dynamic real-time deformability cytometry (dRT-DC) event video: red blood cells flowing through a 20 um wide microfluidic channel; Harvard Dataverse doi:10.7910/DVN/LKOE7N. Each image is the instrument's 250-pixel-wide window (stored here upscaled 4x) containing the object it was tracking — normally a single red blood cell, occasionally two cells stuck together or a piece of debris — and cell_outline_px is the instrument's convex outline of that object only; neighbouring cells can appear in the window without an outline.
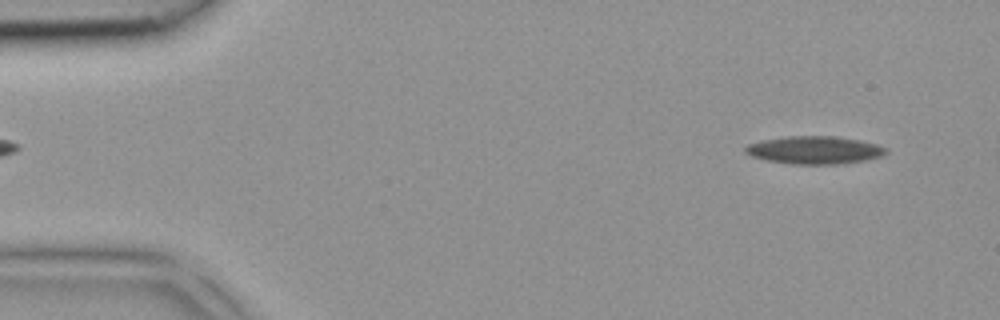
{"species": "common noctule bat (a hibernating species)", "species_latin": "Nyctalus noctula", "temperature_condition": "room temperature", "stored_images_in_passage": 39, "camera_frame_rate_fps": 3000, "um_per_image_px": 0.085, "animal": {"sex": "female", "body_mass_g": 18.4}, "frame": {"image": 1, "passage_image": 3, "time_ms": 0.667, "image_size_px": [1000, 320], "cell_outline_px": [[888, 152], [880, 156], [864, 160], [832, 164], [796, 164], [768, 160], [752, 156], [744, 152], [744, 148], [748, 144], [764, 140], [788, 136], [836, 136], [860, 140], [876, 144], [888, 148]], "centroid_in_image_um": [69.24, 12.74], "position_along_channel_um": 15.8, "area_um2": 22.48}}
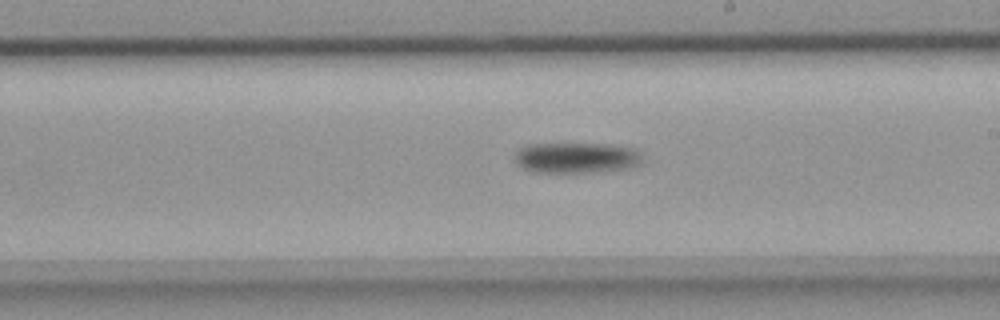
{"frame": {"image": 2, "passage_image": 24, "time_ms": 7.667, "image_size_px": [1000, 320], "cell_outline_px": [[640, 164], [628, 168], [600, 172], [528, 172], [512, 160], [512, 156], [520, 148], [528, 144], [608, 144], [636, 148], [640, 160]], "centroid_in_image_um": [48.92, 13.41], "position_along_channel_um": 240.1, "area_um2": 23.0}}
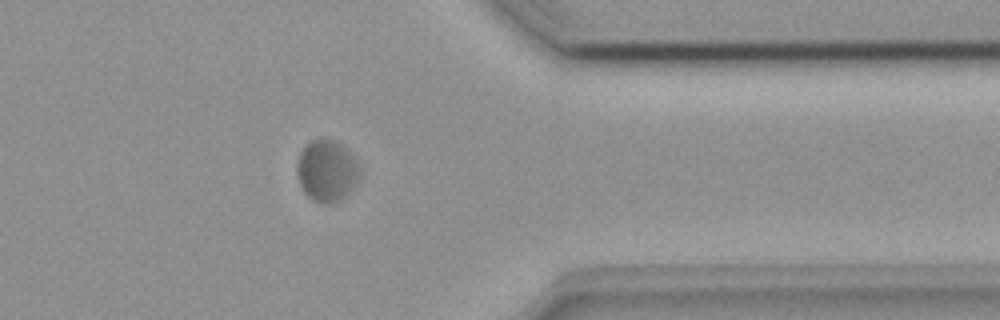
{"frame": {"image": 3, "passage_image": 34, "time_ms": 11.0, "image_size_px": [1000, 320], "cell_outline_px": [[360, 176], [348, 192], [344, 196], [332, 204], [324, 204], [312, 200], [304, 192], [300, 184], [296, 172], [296, 164], [300, 152], [304, 144], [308, 140], [332, 140], [340, 144], [348, 152], [360, 168]], "centroid_in_image_um": [27.72, 14.52], "position_along_channel_um": 383.7, "area_um2": 22.25}}